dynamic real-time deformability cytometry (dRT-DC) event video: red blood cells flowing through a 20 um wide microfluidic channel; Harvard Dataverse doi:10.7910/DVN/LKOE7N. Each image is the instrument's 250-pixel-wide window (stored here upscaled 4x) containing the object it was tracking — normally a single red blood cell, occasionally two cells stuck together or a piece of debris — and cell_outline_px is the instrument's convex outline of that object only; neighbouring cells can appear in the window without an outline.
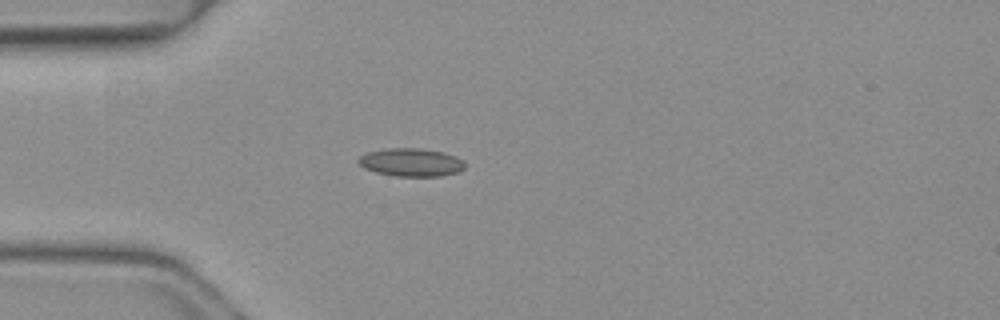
{"species": "common noctule bat (a hibernating species)", "species_latin": "Nyctalus noctula", "temperature_condition": "warm", "stored_images_in_passage": 3, "camera_frame_rate_fps": 3000, "um_per_image_px": 0.085, "animal": {"sex": "female", "body_mass_g": 19.3, "forearm_length_mm": 54.1}, "frame": {"image": 1, "passage_image": 3, "time_ms": 0.667, "image_size_px": [1000, 320], "cell_outline_px": [[464, 168], [460, 172], [440, 176], [396, 176], [376, 172], [364, 168], [356, 160], [360, 156], [368, 152], [388, 148], [420, 148], [444, 152], [456, 156], [464, 160]], "centroid_in_image_um": [34.97, 13.79], "position_along_channel_um": 50.0, "area_um2": 17.51}}